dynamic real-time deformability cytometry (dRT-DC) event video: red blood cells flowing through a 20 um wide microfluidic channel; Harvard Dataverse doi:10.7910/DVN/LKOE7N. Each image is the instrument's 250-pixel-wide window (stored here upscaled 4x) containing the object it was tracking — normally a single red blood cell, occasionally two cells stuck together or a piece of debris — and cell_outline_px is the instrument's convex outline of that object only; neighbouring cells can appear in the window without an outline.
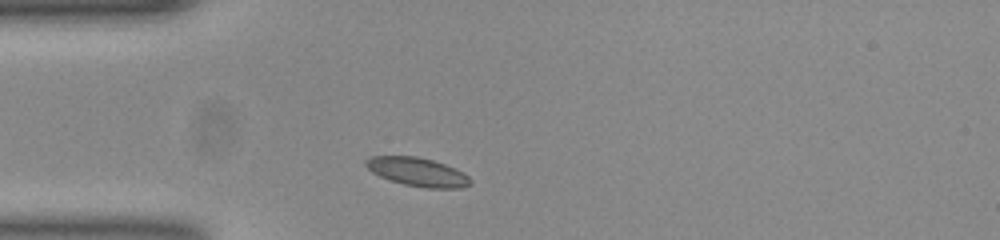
{"species": "common noctule bat (a hibernating species)", "species_latin": "Nyctalus noctula", "temperature_condition": "room temperature", "stored_images_in_passage": 35, "camera_frame_rate_fps": 3000, "um_per_image_px": 0.085, "animal": {"sex": "female", "body_mass_g": 23.0, "forearm_length_mm": 53.4}, "frame": {"image": 1, "passage_image": 1, "time_ms": 0.0, "image_size_px": [1000, 240], "cell_outline_px": [[472, 184], [460, 188], [428, 188], [404, 184], [380, 176], [372, 172], [364, 164], [364, 160], [372, 156], [416, 156], [432, 160], [444, 164], [468, 176], [472, 180]], "centroid_in_image_um": [35.47, 14.61], "position_along_channel_um": 49.5, "area_um2": 17.17}}
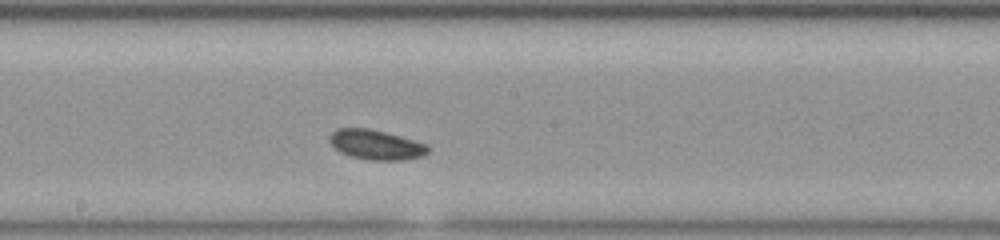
{"frame": {"image": 2, "passage_image": 15, "time_ms": 4.667, "image_size_px": [1000, 240], "cell_outline_px": [[428, 152], [424, 156], [404, 160], [368, 160], [352, 156], [340, 152], [332, 144], [332, 132], [340, 128], [368, 128], [384, 132], [412, 140], [424, 144], [428, 148]], "centroid_in_image_um": [31.98, 12.32], "position_along_channel_um": 216.2, "area_um2": 16.59}}
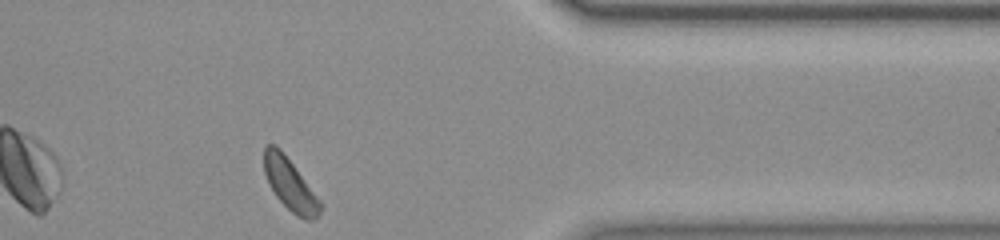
{"frame": {"image": 3, "passage_image": 30, "time_ms": 9.667, "image_size_px": [1000, 240], "cell_outline_px": [[324, 204], [320, 212], [312, 220], [308, 220], [292, 212], [276, 196], [264, 172], [264, 148], [268, 144], [276, 144], [280, 148]], "centroid_in_image_um": [24.67, 15.66], "position_along_channel_um": 386.7, "area_um2": 16.65}, "authors_computed_cell_mechanics": {"area_um2": 16.6464, "velocity_mm_per_s": 3.81, "shape_relaxation_time_tau1_ms": 7.218, "shape_relaxation_time_tau2_ms": null, "deformation_change_tau1": 0.2035, "deformation_change_tau2": null}}